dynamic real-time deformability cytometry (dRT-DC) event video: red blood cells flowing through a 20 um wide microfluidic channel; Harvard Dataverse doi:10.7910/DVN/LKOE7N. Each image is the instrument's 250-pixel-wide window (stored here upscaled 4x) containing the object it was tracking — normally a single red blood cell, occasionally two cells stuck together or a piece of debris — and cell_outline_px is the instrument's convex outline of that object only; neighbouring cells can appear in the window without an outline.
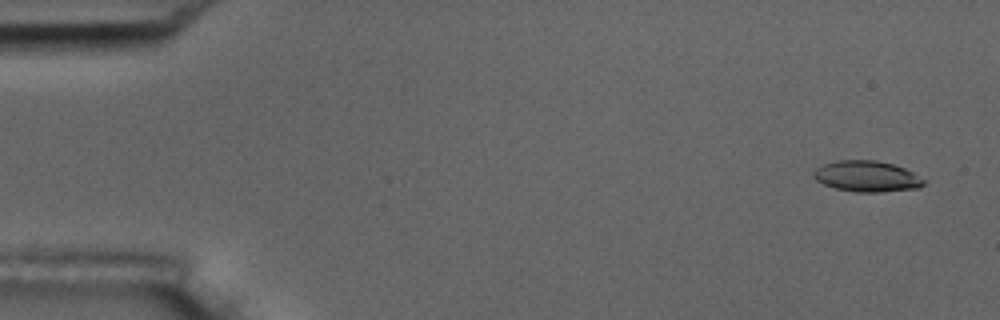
{"species": "common noctule bat (a hibernating species)", "species_latin": "Nyctalus noctula", "temperature_condition": "room temperature", "stored_images_in_passage": 1, "camera_frame_rate_fps": 3000, "um_per_image_px": 0.085, "animal": {"sex": "male", "body_mass_g": 17.5, "forearm_length_mm": 52.3}, "frame": {"image": 1, "passage_image": 1, "time_ms": 0.0, "image_size_px": [1000, 320], "cell_outline_px": [[928, 180], [920, 188], [880, 192], [856, 192], [836, 188], [824, 184], [816, 180], [812, 176], [812, 172], [816, 168], [824, 164], [836, 160], [876, 160], [892, 164], [904, 168]], "centroid_in_image_um": [73.7, 14.99], "position_along_channel_um": 11.3, "area_um2": 20.0}}